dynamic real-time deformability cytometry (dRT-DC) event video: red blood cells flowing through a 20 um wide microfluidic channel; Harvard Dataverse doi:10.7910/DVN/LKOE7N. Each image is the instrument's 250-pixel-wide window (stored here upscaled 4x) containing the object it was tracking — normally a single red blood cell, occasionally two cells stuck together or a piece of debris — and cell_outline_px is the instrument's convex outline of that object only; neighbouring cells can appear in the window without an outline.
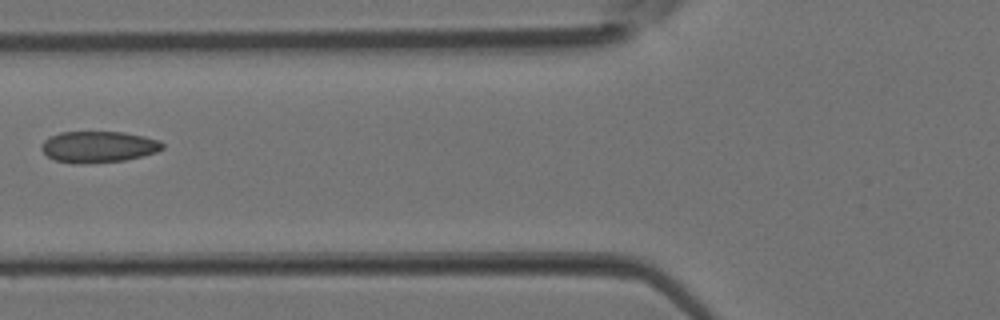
{"species": "Egyptian fruit bat (a non-hibernating species)", "species_latin": "Rousettus aegyptiacus", "temperature_condition": "room temperature", "stored_images_in_passage": 5, "camera_frame_rate_fps": 3000, "um_per_image_px": 0.085, "animal": {"sex": "female"}, "frame": {"image": 1, "passage_image": 5, "time_ms": 1.333, "image_size_px": [1000, 320], "cell_outline_px": [[164, 148], [156, 152], [124, 160], [84, 164], [76, 164], [56, 160], [48, 156], [40, 148], [40, 144], [44, 140], [60, 132], [124, 132], [144, 136], [160, 140], [164, 144]], "centroid_in_image_um": [8.37, 12.48], "position_along_channel_um": 117.4, "area_um2": 22.08}}